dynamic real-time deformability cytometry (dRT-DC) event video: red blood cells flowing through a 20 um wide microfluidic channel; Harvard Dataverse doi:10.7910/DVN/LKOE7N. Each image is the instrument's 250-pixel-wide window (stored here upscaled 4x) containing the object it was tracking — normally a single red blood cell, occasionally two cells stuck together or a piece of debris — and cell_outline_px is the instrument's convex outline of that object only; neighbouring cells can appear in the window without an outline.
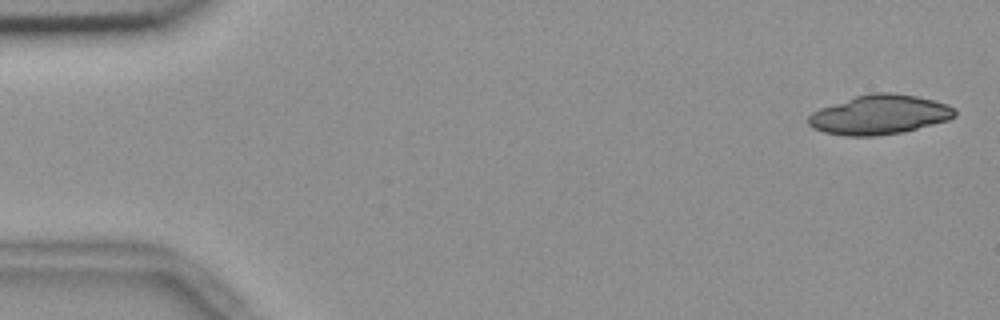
{"species": "common noctule bat (a hibernating species)", "species_latin": "Nyctalus noctula", "temperature_condition": "room temperature", "stored_images_in_passage": 5, "camera_frame_rate_fps": 3000, "um_per_image_px": 0.085, "animal": {"sex": "female", "body_mass_g": 18.4}, "frame": {"image": 1, "passage_image": 1, "time_ms": 0.0, "image_size_px": [1000, 320], "cell_outline_px": [[956, 116], [948, 120], [904, 132], [876, 136], [844, 136], [824, 132], [812, 128], [808, 124], [808, 116], [812, 112], [820, 108], [868, 92], [896, 92], [936, 100], [948, 104], [956, 108]], "centroid_in_image_um": [74.78, 9.74], "position_along_channel_um": 10.2, "area_um2": 34.04}}